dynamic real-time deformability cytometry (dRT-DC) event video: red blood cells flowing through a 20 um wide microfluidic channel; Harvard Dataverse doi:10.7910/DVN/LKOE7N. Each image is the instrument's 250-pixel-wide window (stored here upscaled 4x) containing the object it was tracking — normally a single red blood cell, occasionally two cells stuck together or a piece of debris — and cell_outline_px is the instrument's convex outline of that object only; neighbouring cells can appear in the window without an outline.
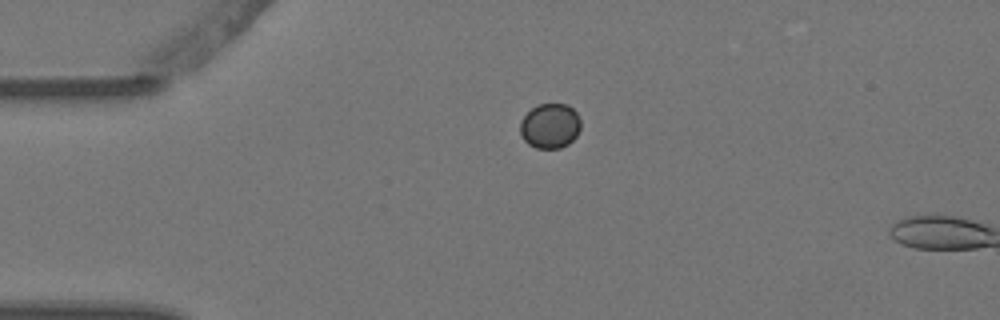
{"species": "Egyptian fruit bat (a non-hibernating species)", "species_latin": "Rousettus aegyptiacus", "temperature_condition": "warm", "stored_images_in_passage": 2, "camera_frame_rate_fps": 3000, "um_per_image_px": 0.085, "animal": {"sex": "female"}, "frame": {"image": 1, "passage_image": 1, "time_ms": 0.0, "image_size_px": [1000, 320], "cell_outline_px": [[580, 128], [576, 136], [568, 144], [560, 148], [536, 148], [528, 144], [520, 136], [520, 120], [536, 104], [568, 104], [576, 112], [580, 120]], "centroid_in_image_um": [46.73, 10.7], "position_along_channel_um": 38.3, "area_um2": 15.95}}